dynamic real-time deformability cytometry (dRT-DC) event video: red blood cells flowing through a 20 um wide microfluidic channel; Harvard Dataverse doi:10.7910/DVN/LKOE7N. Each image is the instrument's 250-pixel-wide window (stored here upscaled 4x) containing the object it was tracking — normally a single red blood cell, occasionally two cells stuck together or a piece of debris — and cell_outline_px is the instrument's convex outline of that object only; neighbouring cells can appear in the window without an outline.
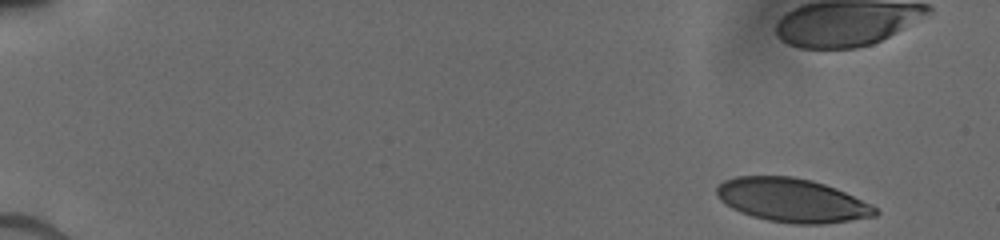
{"species": "human", "species_latin": "Homo sapiens", "temperature_condition": "cold", "stored_images_in_passage": 18, "camera_frame_rate_fps": 3000, "um_per_image_px": 0.085, "donor": {"sex": "male"}, "frame": {"image": 1, "passage_image": 1, "time_ms": 0.0, "image_size_px": [1000, 240], "cell_outline_px": [[880, 212], [876, 216], [824, 224], [796, 224], [768, 220], [752, 216], [740, 212], [732, 208], [720, 200], [716, 192], [716, 188], [724, 180], [736, 176], [792, 176], [812, 180], [836, 188], [872, 204]], "centroid_in_image_um": [67.34, 17.02], "position_along_channel_um": 17.7, "area_um2": 40.4}}
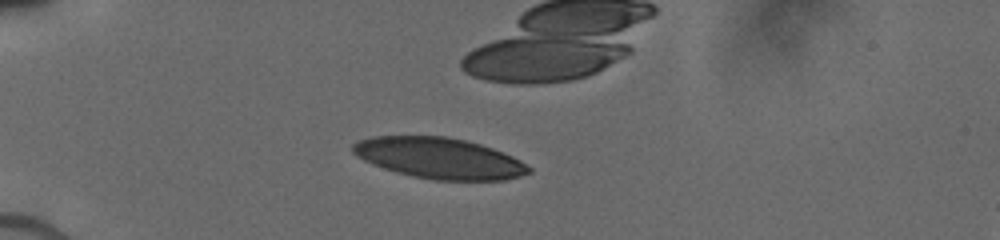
{"frame": {"image": 2, "passage_image": 8, "time_ms": 3.667, "image_size_px": [1000, 240], "cell_outline_px": [[532, 172], [520, 176], [504, 180], [432, 180], [412, 176], [396, 172], [372, 164], [356, 156], [352, 152], [352, 144], [356, 140], [372, 136], [444, 136], [464, 140], [480, 144], [504, 152], [520, 160], [532, 168]], "centroid_in_image_um": [37.32, 13.44], "position_along_channel_um": 47.7, "area_um2": 42.14}}
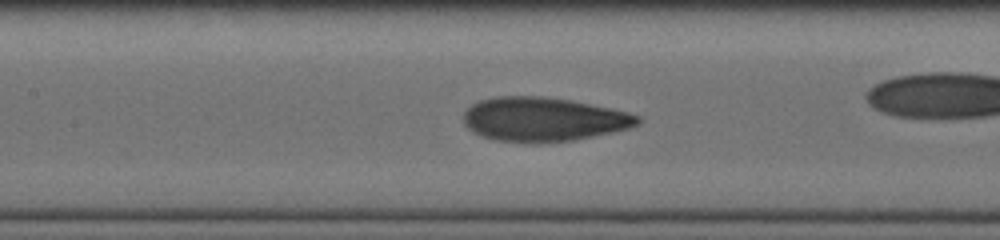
{"frame": {"image": 3, "passage_image": 15, "time_ms": 7.333, "image_size_px": [1000, 240], "cell_outline_px": [[640, 124], [628, 128], [612, 132], [572, 140], [540, 144], [536, 144], [496, 140], [480, 136], [472, 132], [464, 124], [464, 112], [472, 104], [480, 100], [496, 96], [540, 96], [572, 100], [628, 112], [640, 116]], "centroid_in_image_um": [46.16, 10.15], "position_along_channel_um": 161.2, "area_um2": 44.97}}